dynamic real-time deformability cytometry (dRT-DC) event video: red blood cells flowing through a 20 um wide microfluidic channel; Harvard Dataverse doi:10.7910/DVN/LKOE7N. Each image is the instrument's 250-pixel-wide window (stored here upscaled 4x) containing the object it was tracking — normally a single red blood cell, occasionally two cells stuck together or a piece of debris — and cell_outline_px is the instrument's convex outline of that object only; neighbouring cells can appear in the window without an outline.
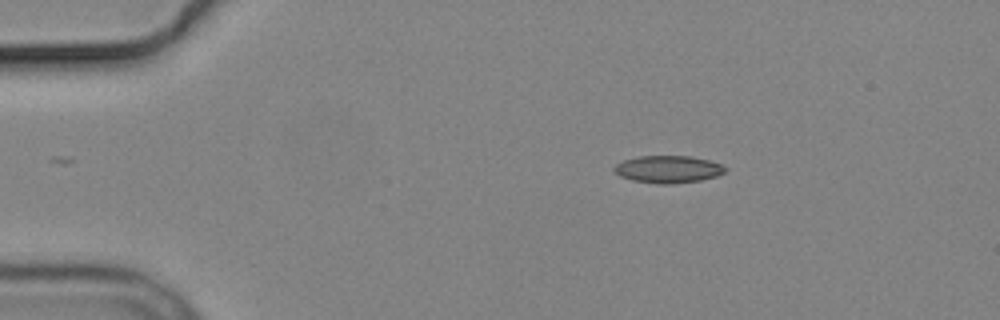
{"species": "common noctule bat (a hibernating species)", "species_latin": "Nyctalus noctula", "temperature_condition": "cold", "stored_images_in_passage": 4, "camera_frame_rate_fps": 3000, "um_per_image_px": 0.085, "animal": {"sex": "male", "body_mass_g": 19.2, "forearm_length_mm": 51.8}, "frame": {"image": 1, "passage_image": 2, "time_ms": 1.0, "image_size_px": [1000, 320], "cell_outline_px": [[728, 168], [724, 172], [716, 176], [700, 180], [672, 184], [660, 184], [632, 180], [620, 176], [612, 168], [616, 164], [624, 160], [640, 156], [688, 156], [708, 160], [724, 164]], "centroid_in_image_um": [56.81, 14.38], "position_along_channel_um": 28.2, "area_um2": 17.63}}